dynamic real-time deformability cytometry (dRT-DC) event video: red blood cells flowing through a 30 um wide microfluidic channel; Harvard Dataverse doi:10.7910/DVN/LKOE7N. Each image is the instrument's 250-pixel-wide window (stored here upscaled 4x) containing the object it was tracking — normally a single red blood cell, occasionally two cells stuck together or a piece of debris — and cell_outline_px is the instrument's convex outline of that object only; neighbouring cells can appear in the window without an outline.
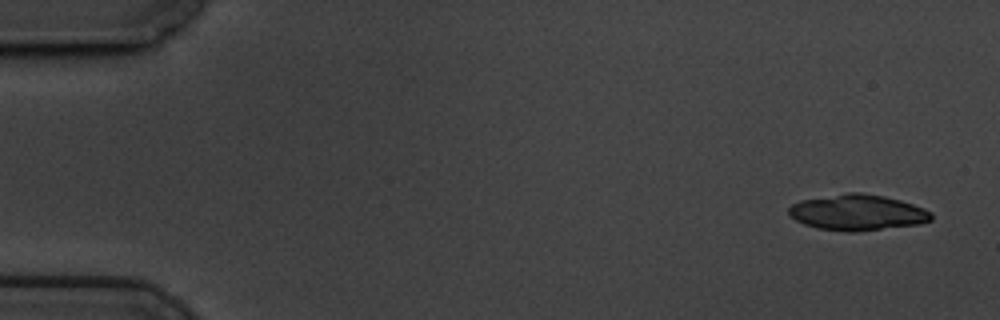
{"species": "common noctule bat (a hibernating species)", "species_latin": "Nyctalus noctula", "temperature_condition": "cold", "stored_images_in_passage": 3, "camera_frame_rate_fps": 3000, "um_per_image_px": 0.085, "animal": {"sex": "male", "body_mass_g": 19.5, "forearm_length_mm": 54.6}, "frame": {"image": 1, "passage_image": 1, "time_ms": 0.0, "image_size_px": [1000, 320], "cell_outline_px": [[932, 220], [920, 224], [852, 232], [848, 232], [816, 228], [804, 224], [796, 220], [788, 212], [788, 208], [792, 204], [800, 200], [848, 192], [860, 192], [884, 196], [900, 200], [924, 208], [932, 212]], "centroid_in_image_um": [72.89, 18.05], "position_along_channel_um": 12.1, "area_um2": 29.77}}